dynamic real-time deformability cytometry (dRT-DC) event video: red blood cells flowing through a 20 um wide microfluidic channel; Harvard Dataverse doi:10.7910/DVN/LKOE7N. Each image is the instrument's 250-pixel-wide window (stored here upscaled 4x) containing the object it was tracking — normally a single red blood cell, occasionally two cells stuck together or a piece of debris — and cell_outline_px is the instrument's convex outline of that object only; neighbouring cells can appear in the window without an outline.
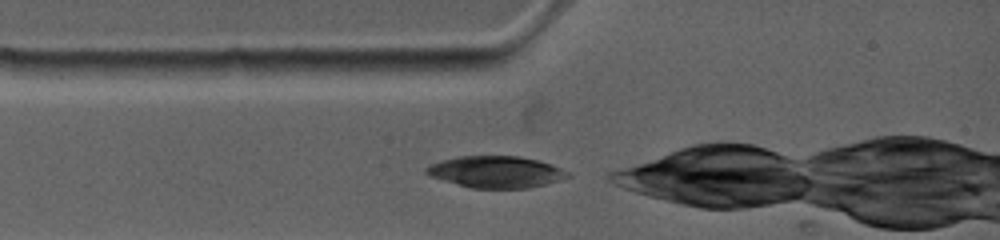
{"species": "common noctule bat (a hibernating species)", "species_latin": "Nyctalus noctula", "temperature_condition": "warm", "stored_images_in_passage": 8, "camera_frame_rate_fps": 4500, "um_per_image_px": 0.085, "animal": {"sex": "female", "body_mass_g": 19.0, "forearm_length_mm": 53.3}, "frame": {"image": 1, "passage_image": 1, "time_ms": 0.0, "image_size_px": [1000, 240], "cell_outline_px": [[572, 176], [560, 180], [528, 188], [472, 188], [444, 180], [432, 176], [424, 172], [424, 168], [440, 160], [456, 156], [520, 156], [552, 164], [568, 172]], "centroid_in_image_um": [42.16, 14.6], "position_along_channel_um": 42.8, "area_um2": 25.95}}
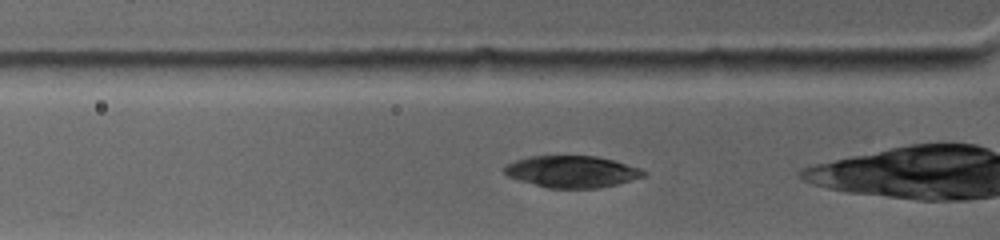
{"frame": {"image": 2, "passage_image": 5, "time_ms": 0.889, "image_size_px": [1000, 240], "cell_outline_px": [[648, 172], [644, 176], [616, 184], [600, 188], [548, 188], [520, 180], [508, 176], [500, 168], [516, 160], [528, 156], [596, 156], [612, 160], [640, 168]], "centroid_in_image_um": [48.59, 14.58], "position_along_channel_um": 77.2, "area_um2": 25.61}}